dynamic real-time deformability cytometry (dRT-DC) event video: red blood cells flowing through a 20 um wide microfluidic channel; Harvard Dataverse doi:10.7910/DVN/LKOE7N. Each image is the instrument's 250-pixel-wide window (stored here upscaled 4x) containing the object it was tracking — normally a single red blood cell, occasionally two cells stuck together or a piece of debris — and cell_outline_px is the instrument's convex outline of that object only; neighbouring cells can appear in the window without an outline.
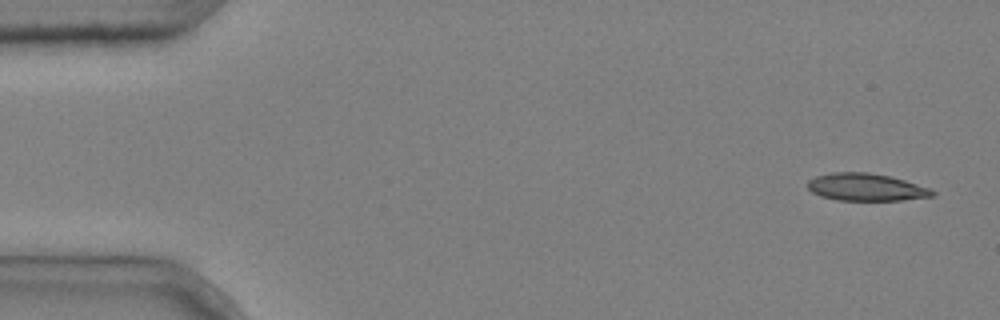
{"species": "common noctule bat (a hibernating species)", "species_latin": "Nyctalus noctula", "temperature_condition": "cold", "stored_images_in_passage": 4, "camera_frame_rate_fps": 3000, "um_per_image_px": 0.085, "animal": {"sex": "male", "body_mass_g": 20.4}, "frame": {"image": 1, "passage_image": 1, "time_ms": 0.0, "image_size_px": [1000, 320], "cell_outline_px": [[936, 196], [904, 200], [836, 200], [820, 196], [812, 192], [808, 188], [808, 180], [816, 176], [832, 172], [868, 172], [888, 176], [904, 180], [928, 188], [936, 192]], "centroid_in_image_um": [73.6, 15.91], "position_along_channel_um": 11.4, "area_um2": 19.88}}
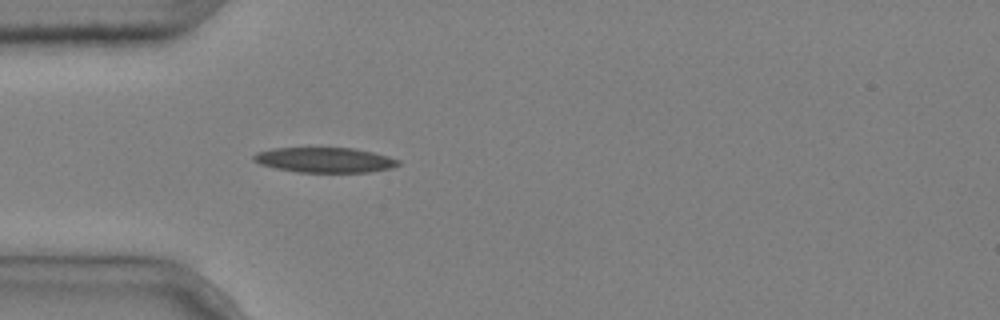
{"frame": {"image": 2, "passage_image": 4, "time_ms": 1.0, "image_size_px": [1000, 320], "cell_outline_px": [[400, 164], [392, 168], [368, 172], [296, 172], [276, 168], [260, 164], [252, 160], [252, 156], [256, 152], [272, 148], [308, 144], [352, 148], [372, 152], [388, 156], [400, 160]], "centroid_in_image_um": [27.52, 13.54], "position_along_channel_um": 57.5, "area_um2": 22.31}}